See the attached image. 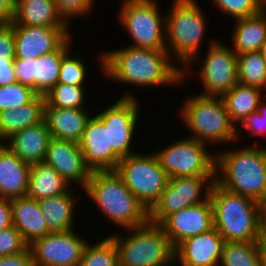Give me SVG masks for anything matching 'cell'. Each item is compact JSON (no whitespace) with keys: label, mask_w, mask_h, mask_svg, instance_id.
Listing matches in <instances>:
<instances>
[{"label":"cell","mask_w":266,"mask_h":266,"mask_svg":"<svg viewBox=\"0 0 266 266\" xmlns=\"http://www.w3.org/2000/svg\"><path fill=\"white\" fill-rule=\"evenodd\" d=\"M14 69L16 81L34 90V59H15Z\"/></svg>","instance_id":"obj_42"},{"label":"cell","mask_w":266,"mask_h":266,"mask_svg":"<svg viewBox=\"0 0 266 266\" xmlns=\"http://www.w3.org/2000/svg\"><path fill=\"white\" fill-rule=\"evenodd\" d=\"M262 55V57L265 59L266 61V40L264 41V43L261 45L260 51H259Z\"/></svg>","instance_id":"obj_49"},{"label":"cell","mask_w":266,"mask_h":266,"mask_svg":"<svg viewBox=\"0 0 266 266\" xmlns=\"http://www.w3.org/2000/svg\"><path fill=\"white\" fill-rule=\"evenodd\" d=\"M98 59L103 76H106L105 79L109 78L121 85L123 83L142 88H157V86L160 88L166 85L179 87L184 83L182 68L171 61L172 58L167 50L126 46L101 51Z\"/></svg>","instance_id":"obj_1"},{"label":"cell","mask_w":266,"mask_h":266,"mask_svg":"<svg viewBox=\"0 0 266 266\" xmlns=\"http://www.w3.org/2000/svg\"><path fill=\"white\" fill-rule=\"evenodd\" d=\"M209 198L214 228L225 242H263L258 202L212 184Z\"/></svg>","instance_id":"obj_5"},{"label":"cell","mask_w":266,"mask_h":266,"mask_svg":"<svg viewBox=\"0 0 266 266\" xmlns=\"http://www.w3.org/2000/svg\"><path fill=\"white\" fill-rule=\"evenodd\" d=\"M115 171L148 211L159 200L169 179L154 152L121 158Z\"/></svg>","instance_id":"obj_9"},{"label":"cell","mask_w":266,"mask_h":266,"mask_svg":"<svg viewBox=\"0 0 266 266\" xmlns=\"http://www.w3.org/2000/svg\"><path fill=\"white\" fill-rule=\"evenodd\" d=\"M16 82L14 65H0V87Z\"/></svg>","instance_id":"obj_46"},{"label":"cell","mask_w":266,"mask_h":266,"mask_svg":"<svg viewBox=\"0 0 266 266\" xmlns=\"http://www.w3.org/2000/svg\"><path fill=\"white\" fill-rule=\"evenodd\" d=\"M74 189V191H73ZM77 188L71 187L66 193L38 200L48 230L51 233L67 232L74 228Z\"/></svg>","instance_id":"obj_25"},{"label":"cell","mask_w":266,"mask_h":266,"mask_svg":"<svg viewBox=\"0 0 266 266\" xmlns=\"http://www.w3.org/2000/svg\"><path fill=\"white\" fill-rule=\"evenodd\" d=\"M84 191L100 213L118 227L128 231L149 221V211L115 170L92 171Z\"/></svg>","instance_id":"obj_4"},{"label":"cell","mask_w":266,"mask_h":266,"mask_svg":"<svg viewBox=\"0 0 266 266\" xmlns=\"http://www.w3.org/2000/svg\"><path fill=\"white\" fill-rule=\"evenodd\" d=\"M91 114L86 109L44 106V119L53 138L79 143Z\"/></svg>","instance_id":"obj_21"},{"label":"cell","mask_w":266,"mask_h":266,"mask_svg":"<svg viewBox=\"0 0 266 266\" xmlns=\"http://www.w3.org/2000/svg\"><path fill=\"white\" fill-rule=\"evenodd\" d=\"M52 136L47 123L28 126L9 137L5 145L28 164L43 162ZM8 143V144H7Z\"/></svg>","instance_id":"obj_20"},{"label":"cell","mask_w":266,"mask_h":266,"mask_svg":"<svg viewBox=\"0 0 266 266\" xmlns=\"http://www.w3.org/2000/svg\"><path fill=\"white\" fill-rule=\"evenodd\" d=\"M257 144L216 151L215 182L258 202L266 197V146Z\"/></svg>","instance_id":"obj_2"},{"label":"cell","mask_w":266,"mask_h":266,"mask_svg":"<svg viewBox=\"0 0 266 266\" xmlns=\"http://www.w3.org/2000/svg\"><path fill=\"white\" fill-rule=\"evenodd\" d=\"M216 10L235 20L259 13L266 7L263 0H212Z\"/></svg>","instance_id":"obj_37"},{"label":"cell","mask_w":266,"mask_h":266,"mask_svg":"<svg viewBox=\"0 0 266 266\" xmlns=\"http://www.w3.org/2000/svg\"><path fill=\"white\" fill-rule=\"evenodd\" d=\"M263 243L266 246V237L263 239Z\"/></svg>","instance_id":"obj_51"},{"label":"cell","mask_w":266,"mask_h":266,"mask_svg":"<svg viewBox=\"0 0 266 266\" xmlns=\"http://www.w3.org/2000/svg\"><path fill=\"white\" fill-rule=\"evenodd\" d=\"M90 244L85 246L79 266H118L117 248L108 235Z\"/></svg>","instance_id":"obj_33"},{"label":"cell","mask_w":266,"mask_h":266,"mask_svg":"<svg viewBox=\"0 0 266 266\" xmlns=\"http://www.w3.org/2000/svg\"><path fill=\"white\" fill-rule=\"evenodd\" d=\"M31 164L22 161L6 145L0 150V197L27 195Z\"/></svg>","instance_id":"obj_22"},{"label":"cell","mask_w":266,"mask_h":266,"mask_svg":"<svg viewBox=\"0 0 266 266\" xmlns=\"http://www.w3.org/2000/svg\"><path fill=\"white\" fill-rule=\"evenodd\" d=\"M215 176L169 178L159 200L149 210V221L160 224L168 215L209 198Z\"/></svg>","instance_id":"obj_12"},{"label":"cell","mask_w":266,"mask_h":266,"mask_svg":"<svg viewBox=\"0 0 266 266\" xmlns=\"http://www.w3.org/2000/svg\"><path fill=\"white\" fill-rule=\"evenodd\" d=\"M28 246L14 226L0 230V257L22 252Z\"/></svg>","instance_id":"obj_40"},{"label":"cell","mask_w":266,"mask_h":266,"mask_svg":"<svg viewBox=\"0 0 266 266\" xmlns=\"http://www.w3.org/2000/svg\"><path fill=\"white\" fill-rule=\"evenodd\" d=\"M13 226L30 245L34 240L51 233L38 200L24 196L11 199Z\"/></svg>","instance_id":"obj_23"},{"label":"cell","mask_w":266,"mask_h":266,"mask_svg":"<svg viewBox=\"0 0 266 266\" xmlns=\"http://www.w3.org/2000/svg\"><path fill=\"white\" fill-rule=\"evenodd\" d=\"M13 26L71 27L53 0H14Z\"/></svg>","instance_id":"obj_24"},{"label":"cell","mask_w":266,"mask_h":266,"mask_svg":"<svg viewBox=\"0 0 266 266\" xmlns=\"http://www.w3.org/2000/svg\"><path fill=\"white\" fill-rule=\"evenodd\" d=\"M224 238L215 229L187 238L175 248V266H218Z\"/></svg>","instance_id":"obj_19"},{"label":"cell","mask_w":266,"mask_h":266,"mask_svg":"<svg viewBox=\"0 0 266 266\" xmlns=\"http://www.w3.org/2000/svg\"><path fill=\"white\" fill-rule=\"evenodd\" d=\"M14 0H0V24H8L13 20Z\"/></svg>","instance_id":"obj_45"},{"label":"cell","mask_w":266,"mask_h":266,"mask_svg":"<svg viewBox=\"0 0 266 266\" xmlns=\"http://www.w3.org/2000/svg\"><path fill=\"white\" fill-rule=\"evenodd\" d=\"M71 186L47 163L31 164L27 197L40 200L66 193Z\"/></svg>","instance_id":"obj_28"},{"label":"cell","mask_w":266,"mask_h":266,"mask_svg":"<svg viewBox=\"0 0 266 266\" xmlns=\"http://www.w3.org/2000/svg\"><path fill=\"white\" fill-rule=\"evenodd\" d=\"M209 42L206 57L200 61L197 73L203 84V91L199 94L222 96L238 83L237 54L227 44L220 43L215 38Z\"/></svg>","instance_id":"obj_13"},{"label":"cell","mask_w":266,"mask_h":266,"mask_svg":"<svg viewBox=\"0 0 266 266\" xmlns=\"http://www.w3.org/2000/svg\"><path fill=\"white\" fill-rule=\"evenodd\" d=\"M264 91L249 85L237 83L221 98L229 114L231 122L238 126L252 112L258 110L259 102L264 97ZM237 124V125H236Z\"/></svg>","instance_id":"obj_29"},{"label":"cell","mask_w":266,"mask_h":266,"mask_svg":"<svg viewBox=\"0 0 266 266\" xmlns=\"http://www.w3.org/2000/svg\"><path fill=\"white\" fill-rule=\"evenodd\" d=\"M86 165L92 171L115 170L121 158L109 147L108 127L96 116L88 119L79 142Z\"/></svg>","instance_id":"obj_18"},{"label":"cell","mask_w":266,"mask_h":266,"mask_svg":"<svg viewBox=\"0 0 266 266\" xmlns=\"http://www.w3.org/2000/svg\"><path fill=\"white\" fill-rule=\"evenodd\" d=\"M58 13L64 21L71 25L73 18H83L92 13L95 8L94 0H53ZM70 21V22H69Z\"/></svg>","instance_id":"obj_38"},{"label":"cell","mask_w":266,"mask_h":266,"mask_svg":"<svg viewBox=\"0 0 266 266\" xmlns=\"http://www.w3.org/2000/svg\"><path fill=\"white\" fill-rule=\"evenodd\" d=\"M45 96L36 95L29 103L18 109L0 112V138L6 141L14 133L44 119Z\"/></svg>","instance_id":"obj_27"},{"label":"cell","mask_w":266,"mask_h":266,"mask_svg":"<svg viewBox=\"0 0 266 266\" xmlns=\"http://www.w3.org/2000/svg\"><path fill=\"white\" fill-rule=\"evenodd\" d=\"M166 14V50L182 68V81L193 71L208 27L203 8L196 0H172ZM172 54V55H171ZM192 71V72H191Z\"/></svg>","instance_id":"obj_3"},{"label":"cell","mask_w":266,"mask_h":266,"mask_svg":"<svg viewBox=\"0 0 266 266\" xmlns=\"http://www.w3.org/2000/svg\"><path fill=\"white\" fill-rule=\"evenodd\" d=\"M85 87L68 84H56L46 95L45 105L58 108H88L85 104Z\"/></svg>","instance_id":"obj_34"},{"label":"cell","mask_w":266,"mask_h":266,"mask_svg":"<svg viewBox=\"0 0 266 266\" xmlns=\"http://www.w3.org/2000/svg\"><path fill=\"white\" fill-rule=\"evenodd\" d=\"M44 162L53 167L69 186L85 189L92 170L86 165L79 143L51 138ZM75 183V184H74ZM80 185V186H79Z\"/></svg>","instance_id":"obj_16"},{"label":"cell","mask_w":266,"mask_h":266,"mask_svg":"<svg viewBox=\"0 0 266 266\" xmlns=\"http://www.w3.org/2000/svg\"><path fill=\"white\" fill-rule=\"evenodd\" d=\"M13 226L11 199L0 197V230Z\"/></svg>","instance_id":"obj_44"},{"label":"cell","mask_w":266,"mask_h":266,"mask_svg":"<svg viewBox=\"0 0 266 266\" xmlns=\"http://www.w3.org/2000/svg\"><path fill=\"white\" fill-rule=\"evenodd\" d=\"M232 49L237 55L260 51L266 40V7L259 13L235 20Z\"/></svg>","instance_id":"obj_26"},{"label":"cell","mask_w":266,"mask_h":266,"mask_svg":"<svg viewBox=\"0 0 266 266\" xmlns=\"http://www.w3.org/2000/svg\"><path fill=\"white\" fill-rule=\"evenodd\" d=\"M159 225L174 248L187 238L213 229V208L210 198L168 215Z\"/></svg>","instance_id":"obj_17"},{"label":"cell","mask_w":266,"mask_h":266,"mask_svg":"<svg viewBox=\"0 0 266 266\" xmlns=\"http://www.w3.org/2000/svg\"><path fill=\"white\" fill-rule=\"evenodd\" d=\"M259 223L263 239L266 237V197L258 201Z\"/></svg>","instance_id":"obj_47"},{"label":"cell","mask_w":266,"mask_h":266,"mask_svg":"<svg viewBox=\"0 0 266 266\" xmlns=\"http://www.w3.org/2000/svg\"><path fill=\"white\" fill-rule=\"evenodd\" d=\"M138 96L131 92L122 94L120 98L106 107L96 116L108 127L109 147L120 157L132 155L136 126L140 118V102Z\"/></svg>","instance_id":"obj_11"},{"label":"cell","mask_w":266,"mask_h":266,"mask_svg":"<svg viewBox=\"0 0 266 266\" xmlns=\"http://www.w3.org/2000/svg\"><path fill=\"white\" fill-rule=\"evenodd\" d=\"M184 100L178 116L191 131L188 137L210 146L221 142L235 144L237 127L231 122L221 96L193 94Z\"/></svg>","instance_id":"obj_6"},{"label":"cell","mask_w":266,"mask_h":266,"mask_svg":"<svg viewBox=\"0 0 266 266\" xmlns=\"http://www.w3.org/2000/svg\"><path fill=\"white\" fill-rule=\"evenodd\" d=\"M260 266H266V246L264 244L261 246Z\"/></svg>","instance_id":"obj_48"},{"label":"cell","mask_w":266,"mask_h":266,"mask_svg":"<svg viewBox=\"0 0 266 266\" xmlns=\"http://www.w3.org/2000/svg\"><path fill=\"white\" fill-rule=\"evenodd\" d=\"M71 50L62 58L57 84L86 87L85 58L82 55L71 56Z\"/></svg>","instance_id":"obj_35"},{"label":"cell","mask_w":266,"mask_h":266,"mask_svg":"<svg viewBox=\"0 0 266 266\" xmlns=\"http://www.w3.org/2000/svg\"><path fill=\"white\" fill-rule=\"evenodd\" d=\"M15 44L13 24H0V65H14Z\"/></svg>","instance_id":"obj_41"},{"label":"cell","mask_w":266,"mask_h":266,"mask_svg":"<svg viewBox=\"0 0 266 266\" xmlns=\"http://www.w3.org/2000/svg\"><path fill=\"white\" fill-rule=\"evenodd\" d=\"M158 5L156 0H121L117 17L133 40L128 46L166 50V15Z\"/></svg>","instance_id":"obj_8"},{"label":"cell","mask_w":266,"mask_h":266,"mask_svg":"<svg viewBox=\"0 0 266 266\" xmlns=\"http://www.w3.org/2000/svg\"><path fill=\"white\" fill-rule=\"evenodd\" d=\"M0 266H33L32 253L29 246L22 252L1 256Z\"/></svg>","instance_id":"obj_43"},{"label":"cell","mask_w":266,"mask_h":266,"mask_svg":"<svg viewBox=\"0 0 266 266\" xmlns=\"http://www.w3.org/2000/svg\"><path fill=\"white\" fill-rule=\"evenodd\" d=\"M266 95L259 102L258 110L252 112L240 124V128L236 129V142L240 140L241 132L239 129H246L249 136H263L266 139ZM240 133V134H239Z\"/></svg>","instance_id":"obj_39"},{"label":"cell","mask_w":266,"mask_h":266,"mask_svg":"<svg viewBox=\"0 0 266 266\" xmlns=\"http://www.w3.org/2000/svg\"><path fill=\"white\" fill-rule=\"evenodd\" d=\"M36 95L31 87L17 81L0 87V112L18 109L21 105L29 103Z\"/></svg>","instance_id":"obj_36"},{"label":"cell","mask_w":266,"mask_h":266,"mask_svg":"<svg viewBox=\"0 0 266 266\" xmlns=\"http://www.w3.org/2000/svg\"><path fill=\"white\" fill-rule=\"evenodd\" d=\"M238 82L266 94V61L259 51L237 55Z\"/></svg>","instance_id":"obj_31"},{"label":"cell","mask_w":266,"mask_h":266,"mask_svg":"<svg viewBox=\"0 0 266 266\" xmlns=\"http://www.w3.org/2000/svg\"><path fill=\"white\" fill-rule=\"evenodd\" d=\"M75 229L48 233L34 240L29 248L33 266H79L85 246L89 242Z\"/></svg>","instance_id":"obj_14"},{"label":"cell","mask_w":266,"mask_h":266,"mask_svg":"<svg viewBox=\"0 0 266 266\" xmlns=\"http://www.w3.org/2000/svg\"><path fill=\"white\" fill-rule=\"evenodd\" d=\"M128 230L126 235L109 234L117 248L118 266H175L174 247L159 224L148 221Z\"/></svg>","instance_id":"obj_7"},{"label":"cell","mask_w":266,"mask_h":266,"mask_svg":"<svg viewBox=\"0 0 266 266\" xmlns=\"http://www.w3.org/2000/svg\"><path fill=\"white\" fill-rule=\"evenodd\" d=\"M263 242H224L218 266H260Z\"/></svg>","instance_id":"obj_32"},{"label":"cell","mask_w":266,"mask_h":266,"mask_svg":"<svg viewBox=\"0 0 266 266\" xmlns=\"http://www.w3.org/2000/svg\"><path fill=\"white\" fill-rule=\"evenodd\" d=\"M5 141L0 138V150L5 146Z\"/></svg>","instance_id":"obj_50"},{"label":"cell","mask_w":266,"mask_h":266,"mask_svg":"<svg viewBox=\"0 0 266 266\" xmlns=\"http://www.w3.org/2000/svg\"><path fill=\"white\" fill-rule=\"evenodd\" d=\"M71 37L54 52L34 59V91L38 95H46L57 83L61 60L70 51Z\"/></svg>","instance_id":"obj_30"},{"label":"cell","mask_w":266,"mask_h":266,"mask_svg":"<svg viewBox=\"0 0 266 266\" xmlns=\"http://www.w3.org/2000/svg\"><path fill=\"white\" fill-rule=\"evenodd\" d=\"M15 59L32 60L57 51L71 36V27L13 26Z\"/></svg>","instance_id":"obj_15"},{"label":"cell","mask_w":266,"mask_h":266,"mask_svg":"<svg viewBox=\"0 0 266 266\" xmlns=\"http://www.w3.org/2000/svg\"><path fill=\"white\" fill-rule=\"evenodd\" d=\"M206 143L190 137L154 151L169 178L215 176V152Z\"/></svg>","instance_id":"obj_10"}]
</instances>
